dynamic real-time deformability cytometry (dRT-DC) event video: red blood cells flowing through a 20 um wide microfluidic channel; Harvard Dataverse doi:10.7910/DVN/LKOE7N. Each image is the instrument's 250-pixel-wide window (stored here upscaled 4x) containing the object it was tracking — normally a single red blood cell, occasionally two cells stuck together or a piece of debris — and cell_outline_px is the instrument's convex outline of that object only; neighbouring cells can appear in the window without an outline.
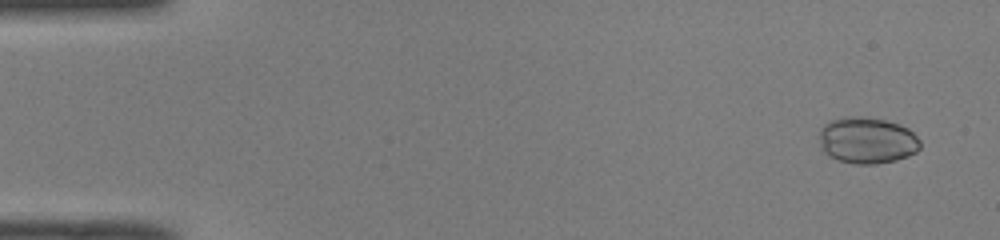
{"species": "common noctule bat (a hibernating species)", "species_latin": "Nyctalus noctula", "temperature_condition": "room temperature", "stored_images_in_passage": 49, "camera_frame_rate_fps": 3000, "um_per_image_px": 0.085, "animal": {"sex": "male", "body_mass_g": 19.0, "forearm_length_mm": 50.8}, "frame": {"image": 1, "passage_image": 2, "time_ms": 0.333, "image_size_px": [1000, 240], "cell_outline_px": [[920, 148], [916, 152], [908, 156], [896, 160], [876, 164], [856, 164], [836, 160], [824, 152], [820, 140], [820, 128], [824, 124], [832, 120], [884, 120], [908, 128], [920, 140]], "centroid_in_image_um": [73.73, 12.01], "position_along_channel_um": 11.3, "area_um2": 26.3}}
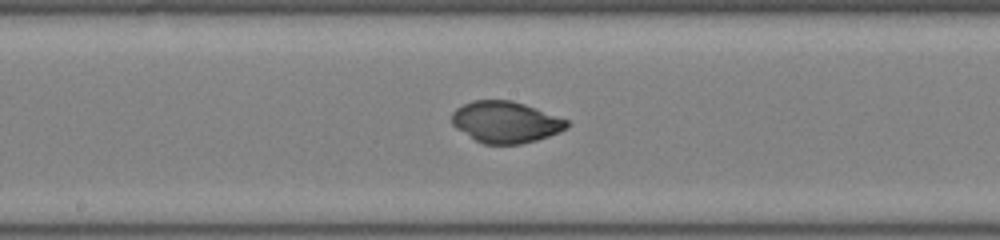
{"frame": {"image": 2, "passage_image": 26, "time_ms": 8.333, "image_size_px": [1000, 240], "cell_outline_px": [[568, 128], [560, 132], [536, 140], [520, 144], [484, 144], [476, 140], [456, 128], [452, 124], [452, 112], [456, 108], [472, 100], [512, 100], [524, 104], [568, 120]], "centroid_in_image_um": [42.97, 10.37], "position_along_channel_um": 205.2, "area_um2": 27.63}}
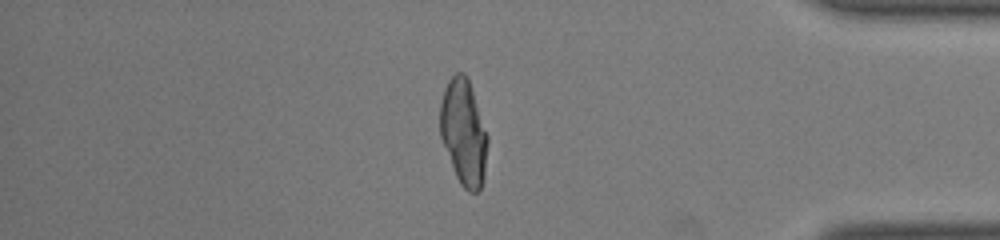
{"frame": {"image": 3, "passage_image": 42, "time_ms": 13.667, "image_size_px": [1000, 240], "cell_outline_px": [[488, 144], [484, 176], [480, 192], [468, 192], [460, 184], [456, 176], [440, 136], [440, 104], [444, 88], [448, 80], [456, 72], [464, 72], [468, 76], [488, 136]], "centroid_in_image_um": [39.42, 11.24], "position_along_channel_um": 395.8, "area_um2": 29.48}, "authors_computed_cell_mechanics": {"area_um2": 28.033, "velocity_mm_per_s": 4.095, "shape_relaxation_time_tau1_ms": 5.3007, "shape_relaxation_time_tau2_ms": null, "deformation_change_tau1": 0.1062, "deformation_change_tau2": null}}